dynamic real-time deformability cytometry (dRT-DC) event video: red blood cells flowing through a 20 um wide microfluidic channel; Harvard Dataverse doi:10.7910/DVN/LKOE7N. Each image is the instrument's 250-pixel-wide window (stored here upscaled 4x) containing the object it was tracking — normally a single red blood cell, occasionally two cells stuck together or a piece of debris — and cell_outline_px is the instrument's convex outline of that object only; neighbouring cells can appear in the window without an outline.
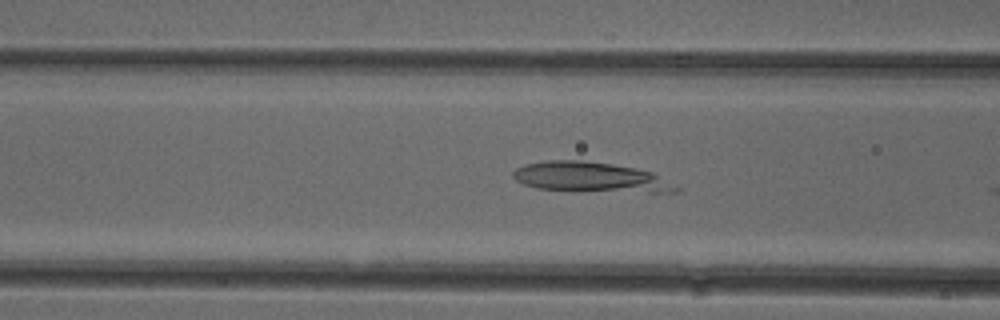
{"species": "common noctule bat (a hibernating species)", "species_latin": "Nyctalus noctula", "temperature_condition": "cold", "stored_images_in_passage": 12, "camera_frame_rate_fps": 3000, "um_per_image_px": 0.085, "animal": {"sex": "female"}, "frame": {"image": 1, "passage_image": 10, "time_ms": 3.0, "image_size_px": [1000, 320], "cell_outline_px": [[680, 192], [648, 192], [536, 188], [524, 184], [516, 180], [512, 176], [512, 172], [516, 168], [524, 164], [548, 160], [580, 160], [612, 164], [636, 168], [652, 172], [680, 188]], "centroid_in_image_um": [50.18, 15.04], "position_along_channel_um": 116.4, "area_um2": 28.03}}